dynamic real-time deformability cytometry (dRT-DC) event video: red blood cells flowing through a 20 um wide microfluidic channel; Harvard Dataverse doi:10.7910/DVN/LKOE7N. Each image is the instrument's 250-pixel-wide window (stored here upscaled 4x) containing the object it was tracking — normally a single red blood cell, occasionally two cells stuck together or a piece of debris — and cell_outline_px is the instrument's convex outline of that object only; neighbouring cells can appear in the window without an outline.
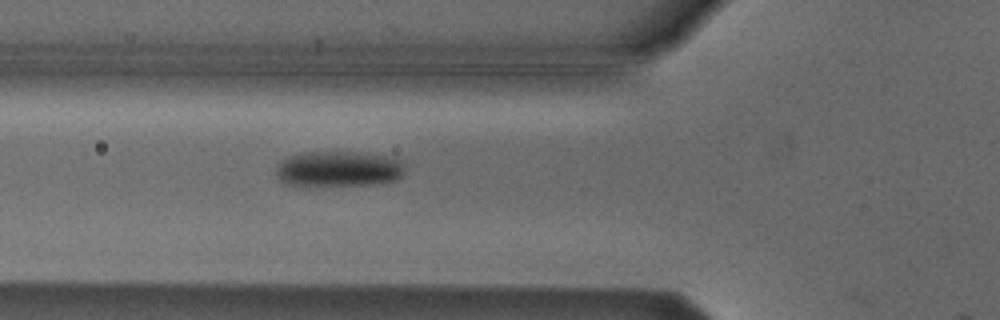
{"species": "Egyptian fruit bat (a non-hibernating species)", "species_latin": "Rousettus aegyptiacus", "temperature_condition": "cold", "stored_images_in_passage": 5, "camera_frame_rate_fps": 3000, "um_per_image_px": 0.085, "animal": {"sex": "male"}, "frame": {"image": 1, "passage_image": 5, "time_ms": 1.333, "image_size_px": [1000, 320], "cell_outline_px": [[404, 172], [396, 180], [376, 184], [288, 184], [280, 180], [276, 176], [276, 168], [280, 160], [288, 156], [308, 152], [368, 152], [400, 160], [404, 168]], "centroid_in_image_um": [28.78, 14.33], "position_along_channel_um": 97.0, "area_um2": 26.3}}